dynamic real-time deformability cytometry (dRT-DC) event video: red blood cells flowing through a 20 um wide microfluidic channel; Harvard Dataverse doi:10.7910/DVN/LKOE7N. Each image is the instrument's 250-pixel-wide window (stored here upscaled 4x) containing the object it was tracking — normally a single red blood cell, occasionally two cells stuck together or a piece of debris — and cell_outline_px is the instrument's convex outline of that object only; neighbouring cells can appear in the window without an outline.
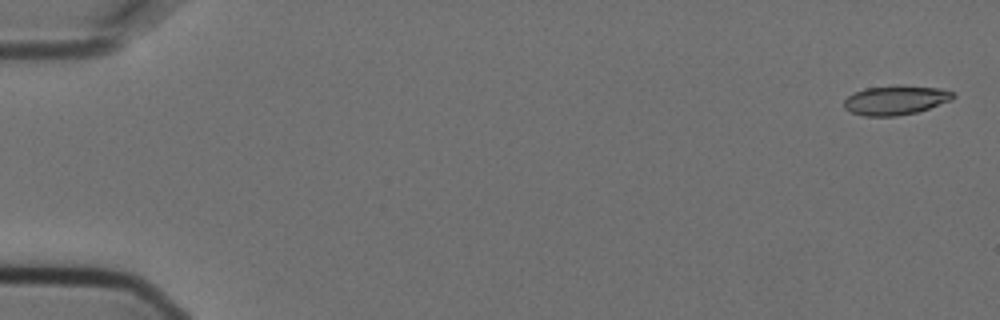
{"species": "Egyptian fruit bat (a non-hibernating species)", "species_latin": "Rousettus aegyptiacus", "temperature_condition": "cold", "stored_images_in_passage": 5, "camera_frame_rate_fps": 3000, "um_per_image_px": 0.085, "animal": {"sex": "female"}, "frame": {"image": 1, "passage_image": 1, "time_ms": 0.0, "image_size_px": [1000, 320], "cell_outline_px": [[956, 96], [952, 100], [916, 112], [896, 116], [864, 116], [852, 112], [844, 108], [844, 100], [852, 92], [864, 88], [940, 88], [952, 92]], "centroid_in_image_um": [76.08, 8.56], "position_along_channel_um": 8.9, "area_um2": 17.74}}
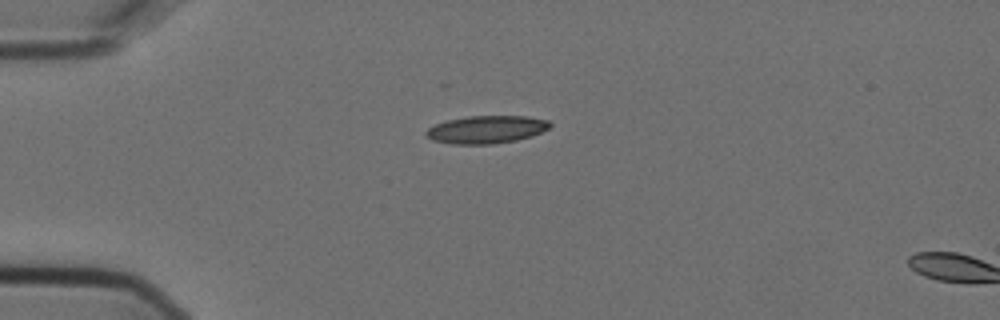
{"frame": {"image": 2, "passage_image": 4, "time_ms": 1.0, "image_size_px": [1000, 320], "cell_outline_px": [[552, 124], [548, 128], [532, 136], [516, 140], [492, 144], [452, 144], [432, 140], [424, 136], [424, 132], [428, 128], [436, 124], [448, 120], [468, 116], [528, 116], [548, 120]], "centroid_in_image_um": [41.32, 11.01], "position_along_channel_um": 43.7, "area_um2": 20.06}}